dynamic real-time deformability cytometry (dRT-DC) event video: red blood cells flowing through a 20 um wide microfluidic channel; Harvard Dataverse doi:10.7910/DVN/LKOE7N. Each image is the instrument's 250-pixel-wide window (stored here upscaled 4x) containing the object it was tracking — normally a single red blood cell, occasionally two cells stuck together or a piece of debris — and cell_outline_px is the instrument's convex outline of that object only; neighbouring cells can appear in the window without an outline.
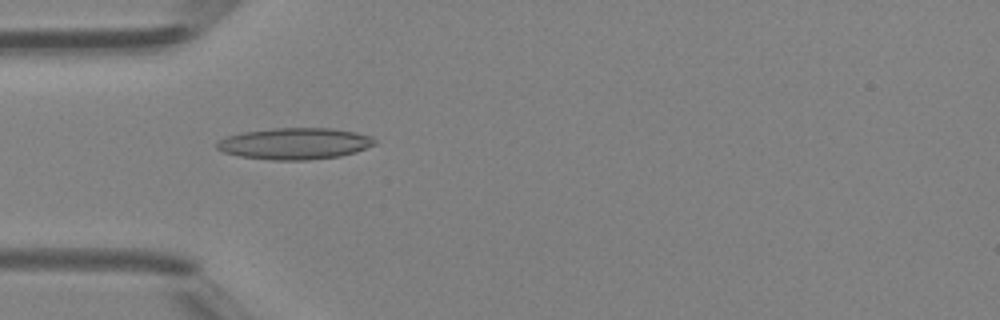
{"species": "Egyptian fruit bat (a non-hibernating species)", "species_latin": "Rousettus aegyptiacus", "temperature_condition": "room temperature", "stored_images_in_passage": 46, "camera_frame_rate_fps": 3000, "um_per_image_px": 0.085, "animal": {"sex": "female"}, "frame": {"image": 1, "passage_image": 14, "time_ms": 4.333, "image_size_px": [1000, 320], "cell_outline_px": [[376, 144], [356, 152], [340, 156], [308, 160], [272, 160], [240, 156], [224, 152], [216, 148], [216, 144], [220, 140], [228, 136], [244, 132], [272, 128], [332, 128], [356, 132], [372, 136], [376, 140]], "centroid_in_image_um": [25.1, 12.2], "position_along_channel_um": 59.9, "area_um2": 28.96}}
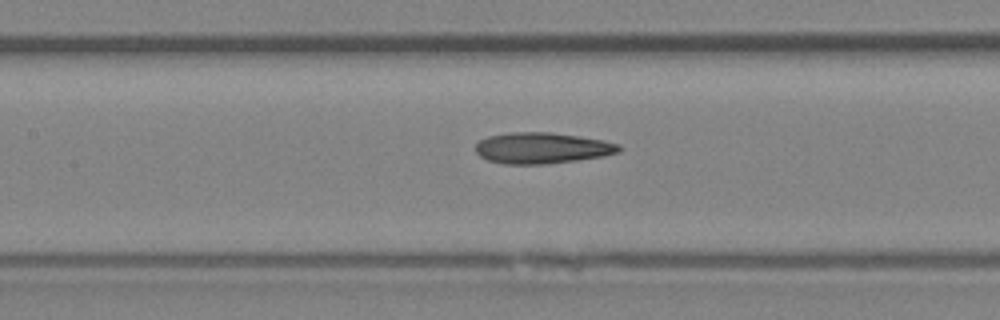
{"frame": {"image": 2, "passage_image": 21, "time_ms": 6.667, "image_size_px": [1000, 320], "cell_outline_px": [[624, 148], [620, 152], [604, 156], [576, 160], [544, 164], [504, 164], [488, 160], [480, 156], [476, 152], [476, 144], [480, 140], [488, 136], [512, 132], [552, 132], [604, 140], [620, 144]], "centroid_in_image_um": [46.11, 12.58], "position_along_channel_um": 161.3, "area_um2": 26.07}}
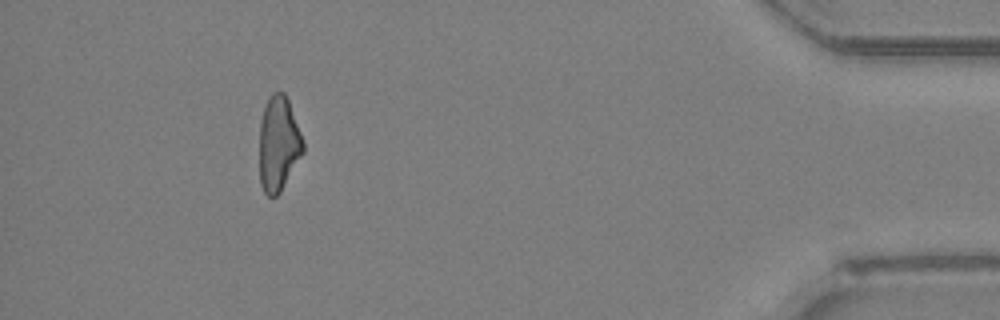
{"frame": {"image": 3, "passage_image": 42, "time_ms": 13.667, "image_size_px": [1000, 320], "cell_outline_px": [[304, 152], [280, 192], [276, 196], [268, 196], [264, 192], [260, 184], [260, 124], [264, 108], [268, 96], [272, 92], [284, 92], [288, 100], [304, 140]], "centroid_in_image_um": [23.68, 12.22], "position_along_channel_um": 411.5, "area_um2": 24.16}, "authors_computed_cell_mechanics": {"area_um2": 25.7788, "velocity_mm_per_s": 4.4677, "shape_relaxation_time_tau1_ms": 9.6924, "shape_relaxation_time_tau2_ms": 4.6166, "deformation_change_tau1": 0.2451, "deformation_change_tau2": 0.1751}}